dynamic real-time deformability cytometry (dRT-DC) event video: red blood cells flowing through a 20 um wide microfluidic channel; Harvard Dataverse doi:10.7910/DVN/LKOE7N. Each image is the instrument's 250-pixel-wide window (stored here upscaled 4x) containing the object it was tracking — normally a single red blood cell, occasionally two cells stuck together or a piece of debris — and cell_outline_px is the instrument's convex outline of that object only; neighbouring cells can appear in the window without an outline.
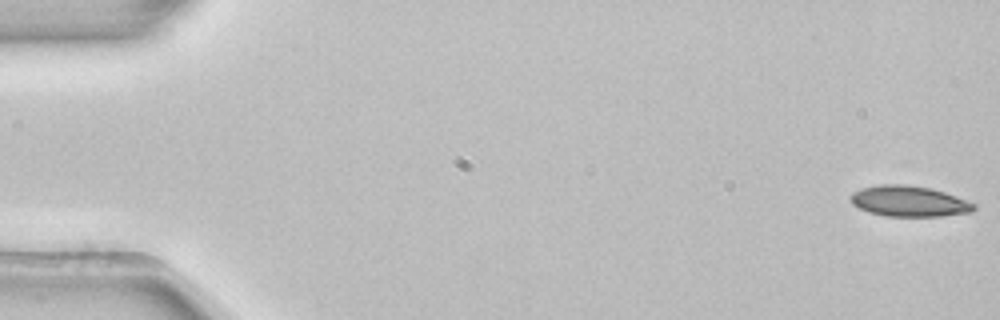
{"species": "common noctule bat (a hibernating species)", "species_latin": "Nyctalus noctula", "temperature_condition": "room temperature", "stored_images_in_passage": 53, "camera_frame_rate_fps": 3000, "um_per_image_px": 0.085, "animal": {"sex": "female", "body_mass_g": 22.7, "forearm_length_mm": 54.2}, "frame": {"image": 1, "passage_image": 1, "time_ms": 0.0, "image_size_px": [1000, 320], "cell_outline_px": [[976, 208], [972, 212], [940, 216], [884, 216], [868, 212], [852, 204], [852, 192], [864, 188], [880, 184], [904, 184], [932, 188], [944, 192], [976, 204]], "centroid_in_image_um": [77.29, 17.11], "position_along_channel_um": 7.7, "area_um2": 21.96}}
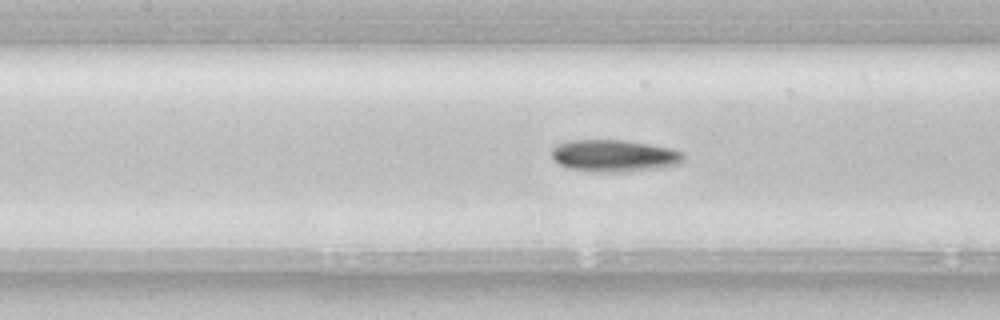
{"frame": {"image": 2, "passage_image": 24, "time_ms": 7.667, "image_size_px": [1000, 320], "cell_outline_px": [[684, 160], [680, 164], [660, 168], [628, 172], [588, 172], [568, 168], [560, 164], [552, 156], [552, 148], [568, 140], [624, 140], [648, 144], [668, 148], [684, 152]], "centroid_in_image_um": [52.23, 13.25], "position_along_channel_um": 155.2, "area_um2": 24.74}}
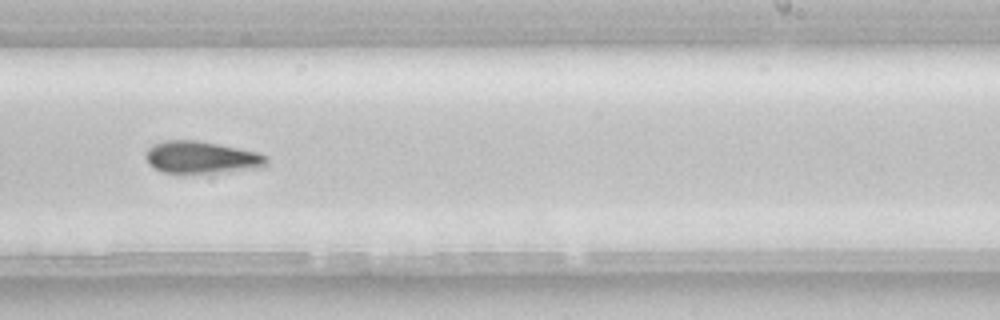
{"frame": {"image": 3, "passage_image": 33, "time_ms": 10.667, "image_size_px": [1000, 320], "cell_outline_px": [[268, 164], [264, 168], [228, 172], [164, 172], [148, 164], [144, 156], [148, 148], [152, 144], [164, 140], [196, 140], [256, 152], [268, 156]], "centroid_in_image_um": [17.15, 13.38], "position_along_channel_um": 271.9, "area_um2": 22.66}, "authors_computed_cell_mechanics": {"area_um2": 22.3108, "velocity_mm_per_s": 3.9065, "shape_relaxation_time_tau1_ms": 5.8012, "shape_relaxation_time_tau2_ms": null, "deformation_change_tau1": 0.1209, "deformation_change_tau2": null}}